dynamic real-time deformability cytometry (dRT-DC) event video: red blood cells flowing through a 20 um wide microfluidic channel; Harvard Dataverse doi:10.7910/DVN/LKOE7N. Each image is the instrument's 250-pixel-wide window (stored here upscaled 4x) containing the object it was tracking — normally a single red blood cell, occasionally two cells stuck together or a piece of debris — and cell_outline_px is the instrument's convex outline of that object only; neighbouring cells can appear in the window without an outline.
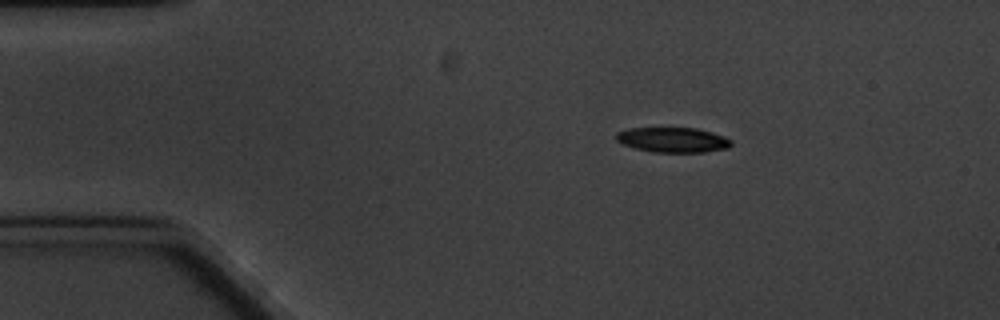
{"species": "common noctule bat (a hibernating species)", "species_latin": "Nyctalus noctula", "temperature_condition": "cold", "stored_images_in_passage": 4, "camera_frame_rate_fps": 3000, "um_per_image_px": 0.085, "animal": {"sex": "male", "body_mass_g": 20.1, "forearm_length_mm": 53.5}, "frame": {"image": 1, "passage_image": 1, "time_ms": 0.0, "image_size_px": [1000, 320], "cell_outline_px": [[732, 144], [728, 148], [704, 152], [652, 152], [632, 148], [616, 140], [616, 132], [628, 128], [696, 128], [712, 132], [724, 136], [732, 140]], "centroid_in_image_um": [57.19, 11.89], "position_along_channel_um": 27.8, "area_um2": 16.88}}
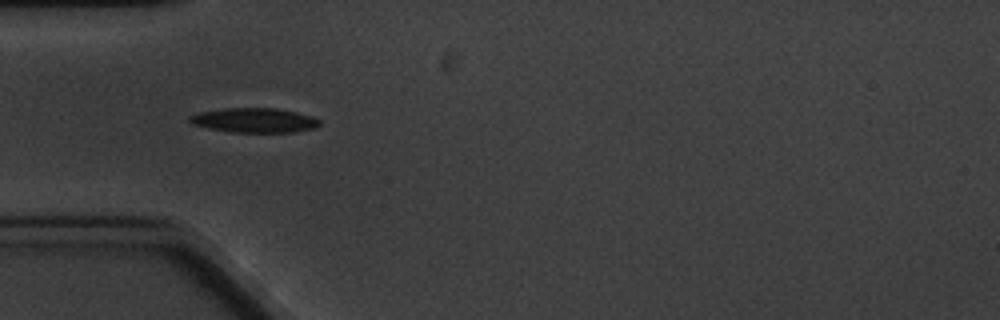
{"frame": {"image": 2, "passage_image": 3, "time_ms": 2.667, "image_size_px": [1000, 320], "cell_outline_px": [[320, 124], [316, 128], [292, 132], [228, 132], [192, 124], [188, 120], [188, 116], [200, 112], [224, 108], [276, 108], [296, 112], [312, 116], [320, 120]], "centroid_in_image_um": [21.62, 10.22], "position_along_channel_um": 63.4, "area_um2": 18.61}}